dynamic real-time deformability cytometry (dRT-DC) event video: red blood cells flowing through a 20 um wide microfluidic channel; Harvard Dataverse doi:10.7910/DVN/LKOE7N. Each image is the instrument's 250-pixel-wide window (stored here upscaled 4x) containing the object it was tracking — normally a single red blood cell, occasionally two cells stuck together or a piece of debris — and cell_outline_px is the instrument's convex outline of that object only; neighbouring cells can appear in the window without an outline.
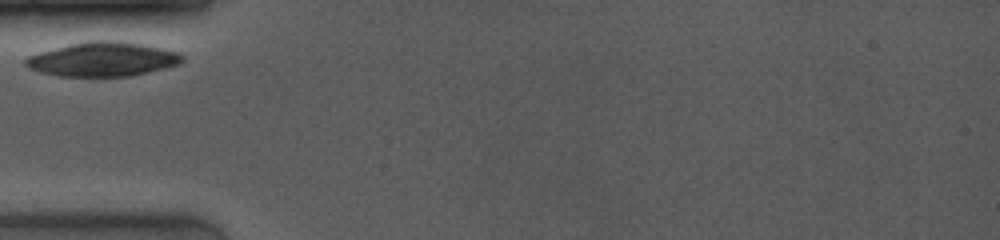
{"species": "common noctule bat (a hibernating species)", "species_latin": "Nyctalus noctula", "temperature_condition": "room temperature", "stored_images_in_passage": 3, "camera_frame_rate_fps": 4000, "um_per_image_px": 0.085, "animal": {"sex": "female", "body_mass_g": 19.0, "forearm_length_mm": 53.3}, "frame": {"image": 1, "passage_image": 1, "time_ms": 0.0, "image_size_px": [1000, 240], "cell_outline_px": [[184, 60], [180, 64], [132, 76], [60, 76], [40, 72], [28, 68], [24, 64], [24, 60], [28, 56], [40, 52], [68, 44], [88, 40], [120, 40], [144, 44], [180, 52], [184, 56]], "centroid_in_image_um": [8.76, 5.02], "position_along_channel_um": 76.2, "area_um2": 31.56}}